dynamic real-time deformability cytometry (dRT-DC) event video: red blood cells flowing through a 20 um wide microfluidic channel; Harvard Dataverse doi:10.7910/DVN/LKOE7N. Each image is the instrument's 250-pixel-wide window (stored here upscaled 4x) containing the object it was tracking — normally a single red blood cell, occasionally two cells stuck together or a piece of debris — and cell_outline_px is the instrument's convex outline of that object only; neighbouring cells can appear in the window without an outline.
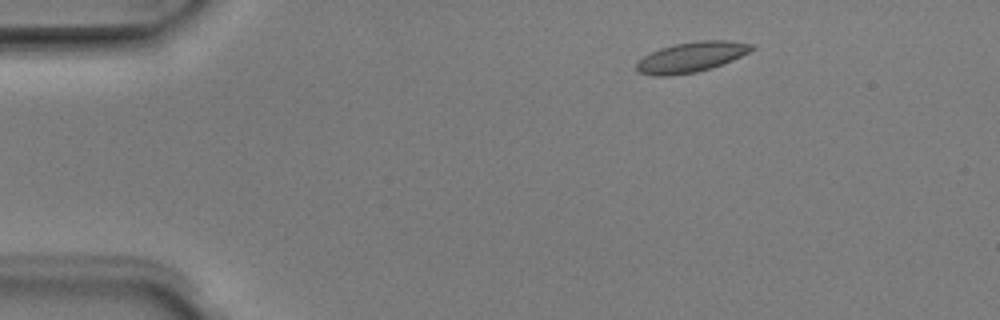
{"species": "Egyptian fruit bat (a non-hibernating species)", "species_latin": "Rousettus aegyptiacus", "temperature_condition": "room temperature", "stored_images_in_passage": 3, "camera_frame_rate_fps": 3000, "um_per_image_px": 0.085, "animal": {"sex": "male"}, "frame": {"image": 1, "passage_image": 1, "time_ms": 0.0, "image_size_px": [1000, 320], "cell_outline_px": [[756, 48], [732, 60], [712, 68], [696, 72], [668, 76], [656, 76], [636, 72], [636, 64], [644, 56], [660, 48], [676, 44], [700, 40], [728, 40], [756, 44]], "centroid_in_image_um": [58.78, 4.85], "position_along_channel_um": 26.2, "area_um2": 20.29}}